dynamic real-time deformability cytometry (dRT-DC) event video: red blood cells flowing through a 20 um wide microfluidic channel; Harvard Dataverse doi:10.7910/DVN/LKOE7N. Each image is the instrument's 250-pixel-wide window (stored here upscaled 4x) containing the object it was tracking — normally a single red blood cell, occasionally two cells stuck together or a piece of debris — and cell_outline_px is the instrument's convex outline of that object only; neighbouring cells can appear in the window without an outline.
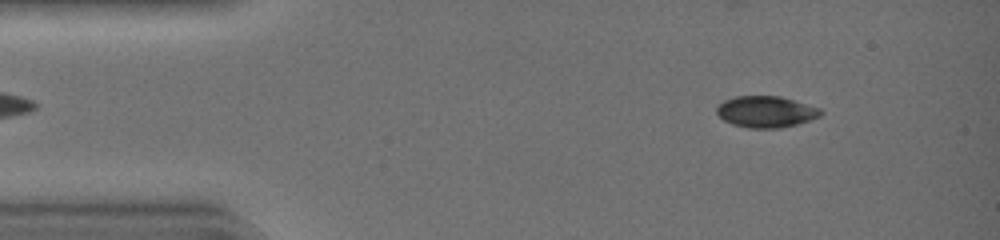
{"species": "common noctule bat (a hibernating species)", "species_latin": "Nyctalus noctula", "temperature_condition": "warm", "stored_images_in_passage": 37, "camera_frame_rate_fps": 3000, "um_per_image_px": 0.085, "animal": {"sex": "female", "body_mass_g": 19.0, "forearm_length_mm": 51.5}, "frame": {"image": 1, "passage_image": 5, "time_ms": 1.333, "image_size_px": [1000, 240], "cell_outline_px": [[820, 116], [796, 124], [780, 128], [748, 128], [732, 124], [724, 120], [716, 112], [716, 108], [724, 100], [736, 96], [780, 96], [820, 108]], "centroid_in_image_um": [65.07, 9.5], "position_along_channel_um": 19.9, "area_um2": 18.79}}
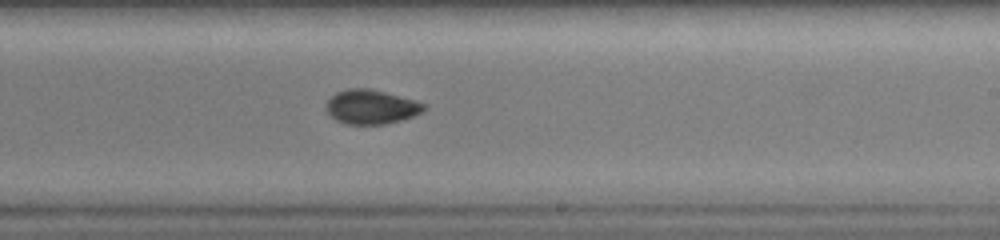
{"frame": {"image": 2, "passage_image": 26, "time_ms": 8.333, "image_size_px": [1000, 240], "cell_outline_px": [[428, 108], [424, 112], [400, 120], [384, 124], [348, 124], [336, 120], [324, 108], [324, 104], [336, 92], [348, 88], [368, 88], [416, 100], [424, 104]], "centroid_in_image_um": [31.55, 9.08], "position_along_channel_um": 257.5, "area_um2": 19.54}}
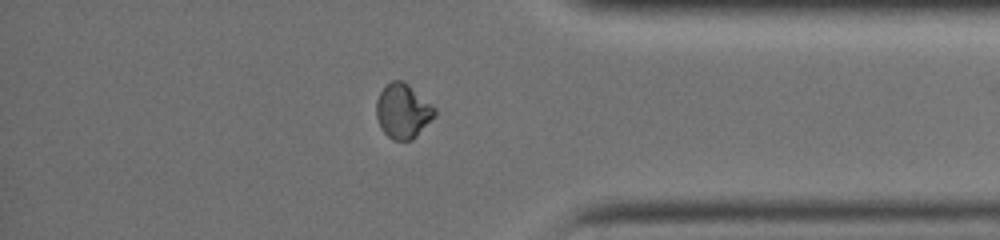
{"frame": {"image": 3, "passage_image": 36, "time_ms": 11.667, "image_size_px": [1000, 240], "cell_outline_px": [[436, 116], [412, 140], [392, 140], [380, 128], [376, 116], [376, 100], [380, 92], [392, 80], [404, 80], [432, 104], [436, 108]], "centroid_in_image_um": [34.25, 9.44], "position_along_channel_um": 400.9, "area_um2": 18.73}}